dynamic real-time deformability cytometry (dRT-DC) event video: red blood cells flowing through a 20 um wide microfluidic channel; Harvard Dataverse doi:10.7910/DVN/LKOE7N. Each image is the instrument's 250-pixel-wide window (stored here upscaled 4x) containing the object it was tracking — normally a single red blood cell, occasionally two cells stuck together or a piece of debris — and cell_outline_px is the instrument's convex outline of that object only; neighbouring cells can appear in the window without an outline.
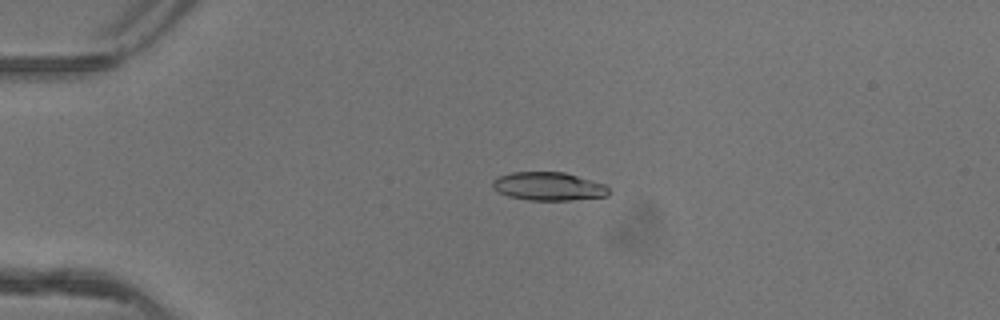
{"species": "common noctule bat (a hibernating species)", "species_latin": "Nyctalus noctula", "temperature_condition": "warm", "stored_images_in_passage": 51, "camera_frame_rate_fps": 3000, "um_per_image_px": 0.085, "animal": {"sex": "female"}, "frame": {"image": 1, "passage_image": 13, "time_ms": 4.0, "image_size_px": [1000, 320], "cell_outline_px": [[608, 196], [572, 200], [528, 200], [508, 196], [492, 188], [492, 180], [500, 176], [512, 172], [564, 172], [604, 184], [608, 188]], "centroid_in_image_um": [46.6, 15.84], "position_along_channel_um": 38.4, "area_um2": 19.07}}
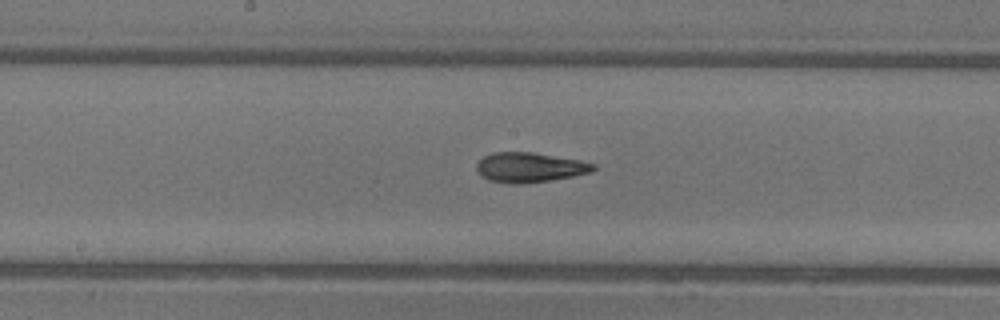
{"frame": {"image": 2, "passage_image": 28, "time_ms": 9.0, "image_size_px": [1000, 320], "cell_outline_px": [[596, 168], [592, 172], [572, 176], [548, 180], [520, 184], [512, 184], [488, 180], [476, 168], [476, 164], [484, 156], [492, 152], [532, 152], [580, 160], [596, 164]], "centroid_in_image_um": [45.03, 14.22], "position_along_channel_um": 203.2, "area_um2": 20.11}}
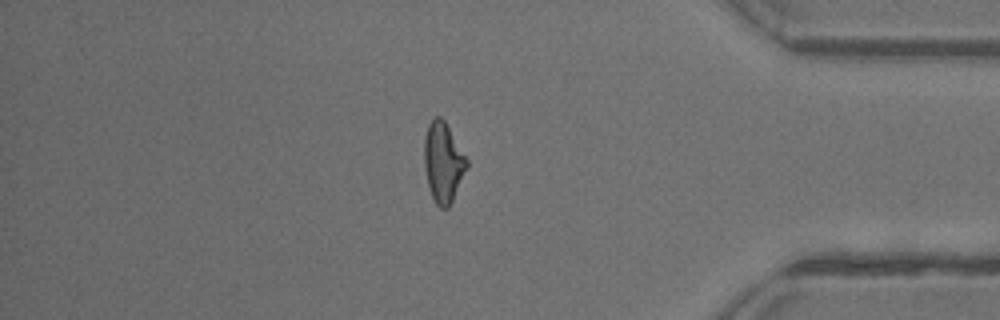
{"frame": {"image": 3, "passage_image": 44, "time_ms": 14.333, "image_size_px": [1000, 320], "cell_outline_px": [[468, 168], [448, 208], [440, 208], [436, 204], [432, 196], [428, 184], [424, 168], [424, 140], [428, 124], [436, 116], [440, 116], [444, 120], [468, 160]], "centroid_in_image_um": [37.67, 13.8], "position_along_channel_um": 397.5, "area_um2": 19.71}, "authors_computed_cell_mechanics": {"area_um2": 19.8254, "velocity_mm_per_s": 4.1667, "shape_relaxation_time_tau1_ms": 7.6226, "shape_relaxation_time_tau2_ms": 2.3115, "deformation_change_tau1": 0.2567, "deformation_change_tau2": 0.1144}}